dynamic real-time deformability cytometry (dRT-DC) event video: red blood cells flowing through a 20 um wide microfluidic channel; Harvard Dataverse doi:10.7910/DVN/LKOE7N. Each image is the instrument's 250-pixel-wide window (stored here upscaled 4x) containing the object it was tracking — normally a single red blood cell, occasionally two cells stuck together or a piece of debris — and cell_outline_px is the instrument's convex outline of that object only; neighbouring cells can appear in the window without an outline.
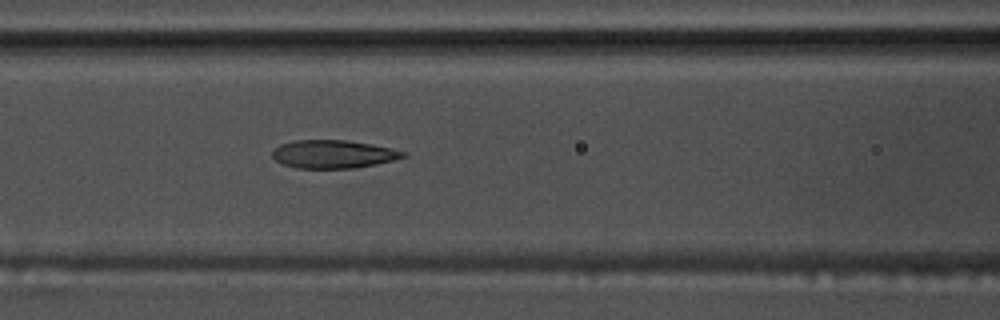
{"species": "common noctule bat (a hibernating species)", "species_latin": "Nyctalus noctula", "temperature_condition": "warm", "stored_images_in_passage": 43, "camera_frame_rate_fps": 3000, "um_per_image_px": 0.085, "animal": {"sex": "male", "body_mass_g": 17.5, "forearm_length_mm": 52.3}, "frame": {"image": 1, "passage_image": 11, "time_ms": 3.333, "image_size_px": [1000, 320], "cell_outline_px": [[408, 156], [376, 164], [356, 168], [296, 168], [284, 164], [276, 160], [272, 156], [272, 152], [280, 144], [296, 140], [344, 140], [372, 144], [404, 152]], "centroid_in_image_um": [28.31, 13.1], "position_along_channel_um": 138.3, "area_um2": 21.21}}
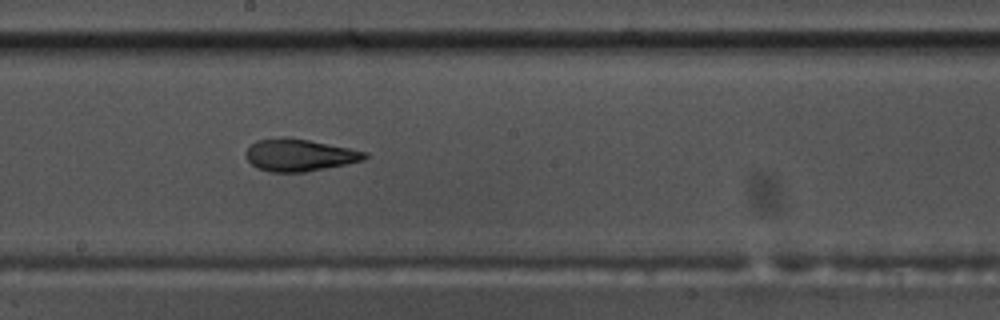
{"frame": {"image": 2, "passage_image": 18, "time_ms": 5.667, "image_size_px": [1000, 320], "cell_outline_px": [[368, 156], [364, 160], [304, 172], [272, 172], [256, 168], [244, 156], [244, 152], [256, 140], [280, 136], [284, 136], [308, 140], [368, 152]], "centroid_in_image_um": [25.39, 13.17], "position_along_channel_um": 222.8, "area_um2": 22.25}}
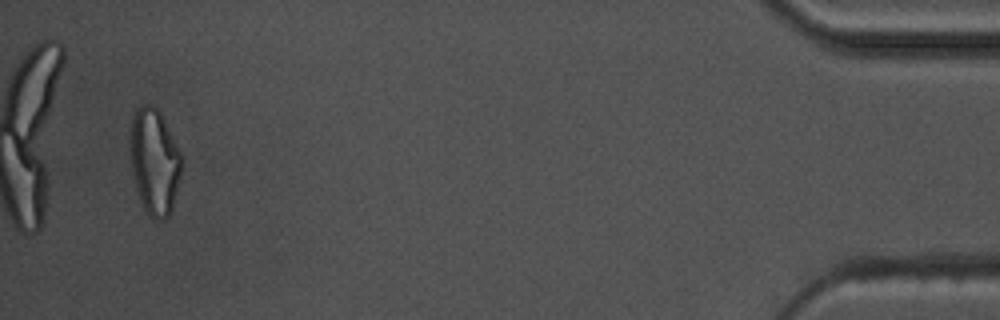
{"frame": {"image": 3, "passage_image": 41, "time_ms": 13.333, "image_size_px": [1000, 320], "cell_outline_px": [[180, 176], [172, 212], [164, 220], [156, 220], [144, 208], [140, 200], [136, 188], [132, 172], [132, 116], [136, 108], [140, 104], [152, 104], [160, 112], [180, 152]], "centroid_in_image_um": [13.14, 13.75], "position_along_channel_um": 422.1, "area_um2": 31.04}, "authors_computed_cell_mechanics": {"area_um2": 22.4842, "velocity_mm_per_s": 3.6403, "shape_relaxation_time_tau1_ms": 9.2601, "shape_relaxation_time_tau2_ms": 2.1606, "deformation_change_tau1": 0.2439, "deformation_change_tau2": 0.1012}}